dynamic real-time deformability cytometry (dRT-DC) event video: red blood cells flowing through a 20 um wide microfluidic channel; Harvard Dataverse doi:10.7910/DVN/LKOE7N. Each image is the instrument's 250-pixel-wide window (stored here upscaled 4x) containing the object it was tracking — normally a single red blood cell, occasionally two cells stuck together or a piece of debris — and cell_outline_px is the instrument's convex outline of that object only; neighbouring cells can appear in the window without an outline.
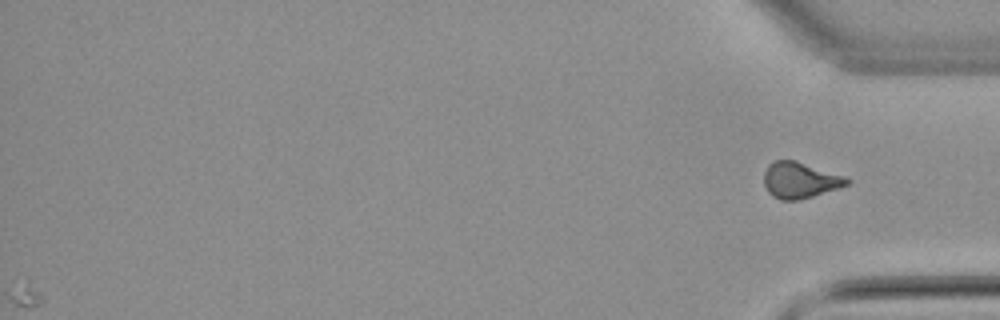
{"species": "common noctule bat (a hibernating species)", "species_latin": "Nyctalus noctula", "temperature_condition": "warm", "stored_images_in_passage": 56, "camera_frame_rate_fps": 3000, "um_per_image_px": 0.085, "animal": {"sex": "male", "body_mass_g": 21.5, "forearm_length_mm": 52.0}, "frame": {"image": 1, "passage_image": 56, "time_ms": 18.333, "image_size_px": [1000, 320], "cell_outline_px": [[852, 180], [848, 184], [812, 196], [796, 200], [780, 200], [772, 196], [768, 192], [764, 184], [764, 172], [768, 164], [776, 160], [796, 160], [844, 176]], "centroid_in_image_um": [67.96, 15.3], "position_along_channel_um": 367.2, "area_um2": 17.28}}